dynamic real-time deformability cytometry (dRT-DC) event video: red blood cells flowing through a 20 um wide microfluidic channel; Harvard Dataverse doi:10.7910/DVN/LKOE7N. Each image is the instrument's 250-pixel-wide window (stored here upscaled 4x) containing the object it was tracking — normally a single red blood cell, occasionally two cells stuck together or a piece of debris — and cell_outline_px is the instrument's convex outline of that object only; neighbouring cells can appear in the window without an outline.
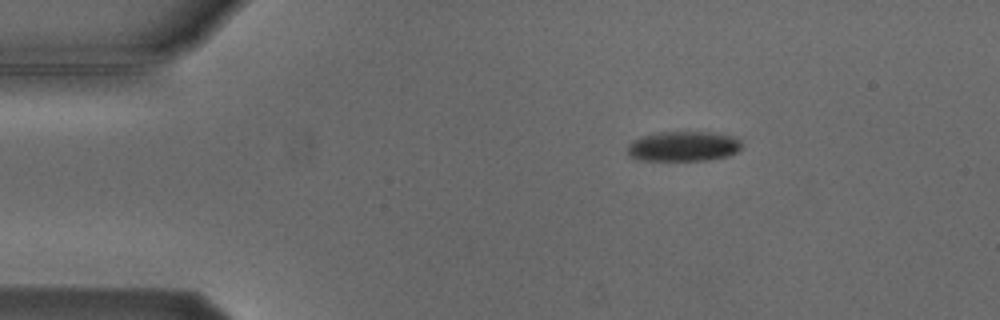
{"species": "Egyptian fruit bat (a non-hibernating species)", "species_latin": "Rousettus aegyptiacus", "temperature_condition": "cold", "stored_images_in_passage": 4, "segment_of_instrument_passage": [1, 2], "camera_frame_rate_fps": 3000, "um_per_image_px": 0.085, "animal": {"sex": "male"}, "frame": {"image": 1, "passage_image": 1, "time_ms": 0.0, "image_size_px": [1000, 320], "cell_outline_px": [[744, 144], [736, 152], [728, 156], [708, 160], [636, 160], [628, 156], [628, 144], [632, 140], [644, 136], [660, 132], [712, 132], [736, 136], [744, 140]], "centroid_in_image_um": [58.14, 12.43], "position_along_channel_um": 26.9, "area_um2": 20.29}}
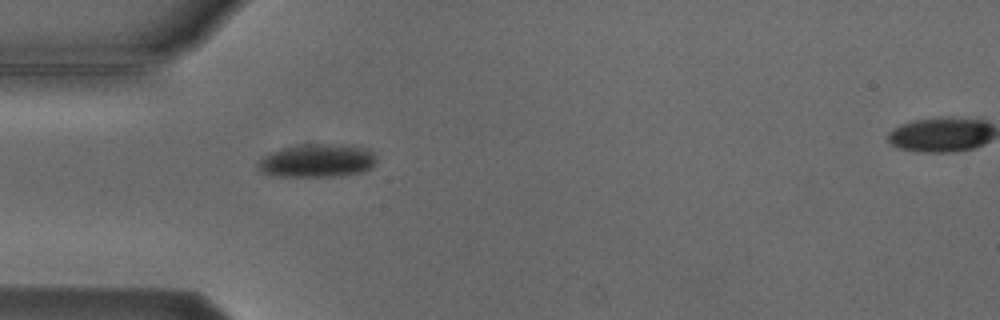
{"frame": {"image": 2, "passage_image": 3, "time_ms": 2.333, "image_size_px": [1000, 320], "cell_outline_px": [[376, 164], [372, 168], [364, 172], [336, 176], [268, 176], [260, 172], [256, 164], [260, 156], [280, 148], [300, 144], [332, 144], [360, 148], [372, 152], [376, 156]], "centroid_in_image_um": [26.87, 13.67], "position_along_channel_um": 58.1, "area_um2": 23.24}}